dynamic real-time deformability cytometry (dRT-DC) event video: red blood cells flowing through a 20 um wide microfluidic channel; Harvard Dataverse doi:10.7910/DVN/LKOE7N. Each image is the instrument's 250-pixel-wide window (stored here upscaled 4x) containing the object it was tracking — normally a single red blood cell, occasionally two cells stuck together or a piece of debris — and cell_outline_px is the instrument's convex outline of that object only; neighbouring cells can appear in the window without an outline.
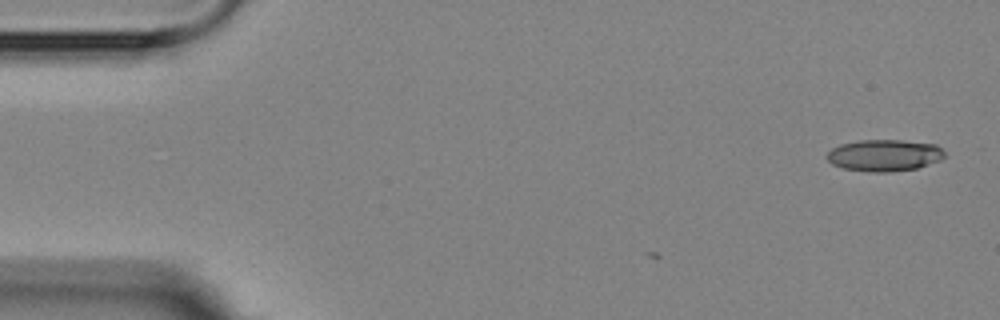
{"species": "Egyptian fruit bat (a non-hibernating species)", "species_latin": "Rousettus aegyptiacus", "temperature_condition": "room temperature", "stored_images_in_passage": 3, "camera_frame_rate_fps": 3000, "um_per_image_px": 0.085, "animal": {"sex": "female"}, "frame": {"image": 1, "passage_image": 1, "time_ms": 0.0, "image_size_px": [1000, 320], "cell_outline_px": [[944, 156], [940, 160], [916, 168], [892, 172], [868, 172], [844, 168], [832, 164], [824, 156], [832, 148], [840, 144], [860, 140], [900, 140], [936, 144], [944, 152]], "centroid_in_image_um": [75.13, 13.2], "position_along_channel_um": 9.9, "area_um2": 21.73}}